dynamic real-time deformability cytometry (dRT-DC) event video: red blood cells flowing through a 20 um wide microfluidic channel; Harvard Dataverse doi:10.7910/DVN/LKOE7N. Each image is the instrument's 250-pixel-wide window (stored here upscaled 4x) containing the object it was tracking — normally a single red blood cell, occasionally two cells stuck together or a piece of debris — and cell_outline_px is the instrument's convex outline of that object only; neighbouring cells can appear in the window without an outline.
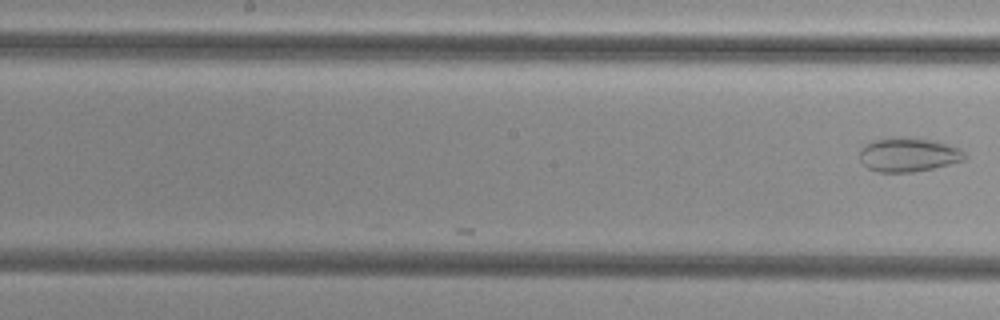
{"species": "common noctule bat (a hibernating species)", "species_latin": "Nyctalus noctula", "temperature_condition": "cold", "stored_images_in_passage": 16, "camera_frame_rate_fps": 3000, "um_per_image_px": 0.085, "animal": {"sex": "female", "body_mass_g": 29.2, "forearm_length_mm": 56.3}, "frame": {"image": 1, "passage_image": 16, "time_ms": 5.0, "image_size_px": [1000, 320], "cell_outline_px": [[964, 160], [932, 168], [912, 172], [876, 172], [868, 168], [860, 160], [860, 148], [864, 144], [872, 140], [932, 140], [960, 148], [964, 152]], "centroid_in_image_um": [77.18, 13.2], "position_along_channel_um": 171.0, "area_um2": 19.94}}